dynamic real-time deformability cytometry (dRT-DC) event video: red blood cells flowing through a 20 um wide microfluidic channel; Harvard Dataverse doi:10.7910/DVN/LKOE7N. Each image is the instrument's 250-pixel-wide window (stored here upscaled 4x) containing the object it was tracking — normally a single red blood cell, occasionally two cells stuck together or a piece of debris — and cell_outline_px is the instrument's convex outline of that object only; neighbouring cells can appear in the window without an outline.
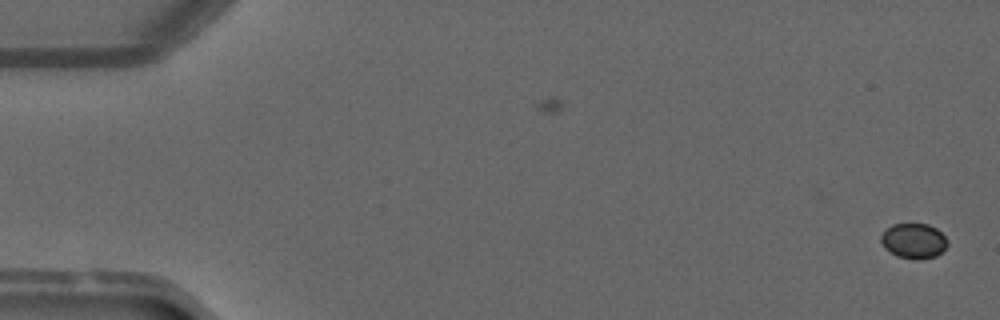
{"species": "common noctule bat (a hibernating species)", "species_latin": "Nyctalus noctula", "temperature_condition": "warm", "stored_images_in_passage": 10, "camera_frame_rate_fps": 3000, "um_per_image_px": 0.085, "animal": {"sex": "male", "forearm_length_mm": 52.5}, "frame": {"image": 1, "passage_image": 1, "time_ms": 0.0, "image_size_px": [1000, 320], "cell_outline_px": [[948, 244], [936, 256], [920, 260], [916, 260], [896, 256], [884, 248], [880, 240], [880, 236], [884, 228], [892, 224], [928, 224], [936, 228], [948, 240]], "centroid_in_image_um": [77.62, 20.47], "position_along_channel_um": 7.4, "area_um2": 13.81}}